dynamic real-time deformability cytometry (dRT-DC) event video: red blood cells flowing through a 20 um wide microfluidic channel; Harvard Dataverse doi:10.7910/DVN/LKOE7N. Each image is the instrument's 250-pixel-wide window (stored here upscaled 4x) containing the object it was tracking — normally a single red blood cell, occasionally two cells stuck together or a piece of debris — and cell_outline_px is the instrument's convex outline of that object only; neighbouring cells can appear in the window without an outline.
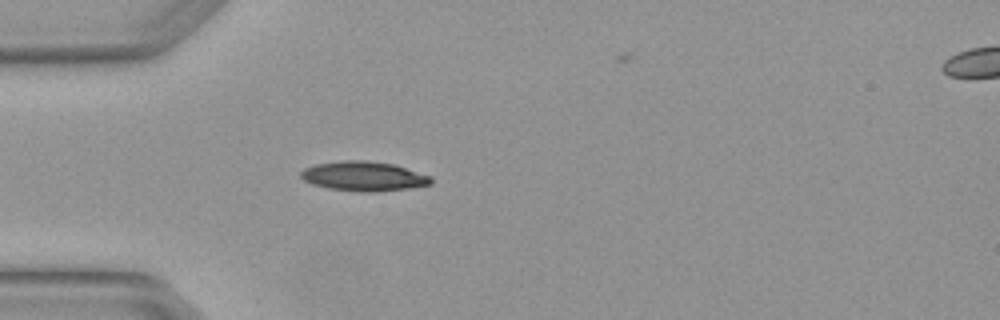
{"species": "Egyptian fruit bat (a non-hibernating species)", "species_latin": "Rousettus aegyptiacus", "temperature_condition": "warm", "stored_images_in_passage": 4, "camera_frame_rate_fps": 3000, "um_per_image_px": 0.085, "animal": {"sex": "female"}, "frame": {"image": 1, "passage_image": 3, "time_ms": 0.667, "image_size_px": [1000, 320], "cell_outline_px": [[432, 184], [408, 188], [372, 192], [360, 192], [328, 188], [312, 184], [304, 180], [300, 176], [300, 172], [304, 168], [316, 164], [344, 160], [368, 160], [392, 164], [432, 176]], "centroid_in_image_um": [30.9, 14.98], "position_along_channel_um": 54.1, "area_um2": 22.37}}